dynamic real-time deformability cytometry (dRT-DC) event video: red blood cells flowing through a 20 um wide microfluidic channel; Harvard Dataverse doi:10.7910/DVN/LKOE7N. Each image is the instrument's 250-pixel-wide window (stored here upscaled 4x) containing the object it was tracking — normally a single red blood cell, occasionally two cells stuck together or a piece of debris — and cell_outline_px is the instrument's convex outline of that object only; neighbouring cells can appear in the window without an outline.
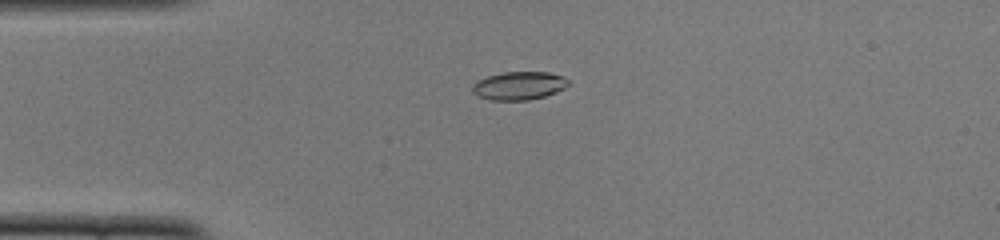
{"species": "common noctule bat (a hibernating species)", "species_latin": "Nyctalus noctula", "temperature_condition": "cold", "stored_images_in_passage": 52, "camera_frame_rate_fps": 3000, "um_per_image_px": 0.085, "animal": {"sex": "female", "body_mass_g": 22.0, "forearm_length_mm": 56.7}, "frame": {"image": 1, "passage_image": 13, "time_ms": 4.0, "image_size_px": [1000, 240], "cell_outline_px": [[568, 84], [564, 88], [556, 92], [544, 96], [528, 100], [492, 100], [476, 96], [472, 92], [472, 84], [476, 80], [488, 76], [504, 72], [548, 72], [560, 76], [568, 80]], "centroid_in_image_um": [44.05, 7.29], "position_along_channel_um": 40.9, "area_um2": 15.72}}
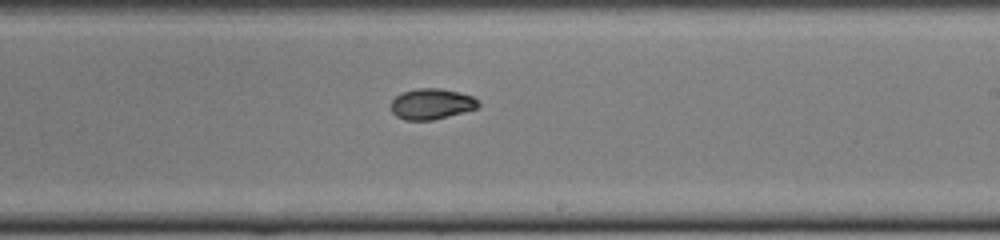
{"frame": {"image": 2, "passage_image": 31, "time_ms": 10.0, "image_size_px": [1000, 240], "cell_outline_px": [[480, 104], [476, 108], [432, 120], [404, 120], [396, 116], [392, 112], [392, 100], [400, 92], [416, 88], [440, 88], [460, 92], [472, 96]], "centroid_in_image_um": [36.64, 8.82], "position_along_channel_um": 252.4, "area_um2": 15.55}}
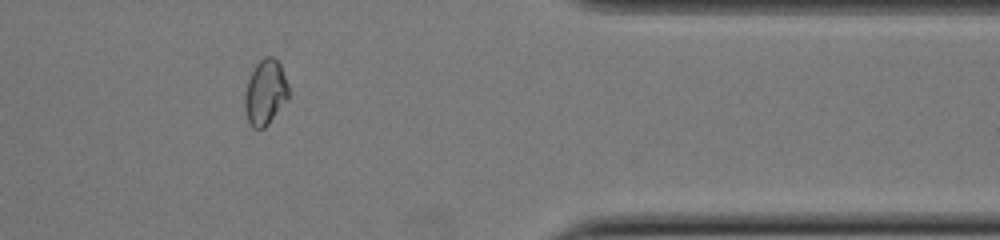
{"frame": {"image": 3, "passage_image": 43, "time_ms": 14.0, "image_size_px": [1000, 240], "cell_outline_px": [[288, 100], [268, 124], [264, 128], [252, 128], [248, 124], [244, 108], [244, 96], [248, 80], [256, 64], [264, 56], [272, 56], [280, 64], [288, 84]], "centroid_in_image_um": [22.54, 7.87], "position_along_channel_um": 388.9, "area_um2": 16.76}, "authors_computed_cell_mechanics": {"area_um2": 16.1551, "velocity_mm_per_s": 3.8994, "shape_relaxation_time_tau1_ms": 5.3515, "shape_relaxation_time_tau2_ms": 4.415, "deformation_change_tau1": 0.1704, "deformation_change_tau2": 0.0642}}